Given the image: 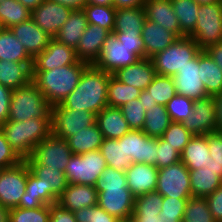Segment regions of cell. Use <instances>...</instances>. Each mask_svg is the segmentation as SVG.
<instances>
[{"mask_svg":"<svg viewBox=\"0 0 222 222\" xmlns=\"http://www.w3.org/2000/svg\"><path fill=\"white\" fill-rule=\"evenodd\" d=\"M111 75L89 64L82 73L78 85L59 105L65 109H83L97 115L108 106L107 87Z\"/></svg>","mask_w":222,"mask_h":222,"instance_id":"obj_1","label":"cell"},{"mask_svg":"<svg viewBox=\"0 0 222 222\" xmlns=\"http://www.w3.org/2000/svg\"><path fill=\"white\" fill-rule=\"evenodd\" d=\"M88 62L78 60L75 64L53 68L48 71H33V83L42 92L47 102L57 105L78 85Z\"/></svg>","mask_w":222,"mask_h":222,"instance_id":"obj_2","label":"cell"},{"mask_svg":"<svg viewBox=\"0 0 222 222\" xmlns=\"http://www.w3.org/2000/svg\"><path fill=\"white\" fill-rule=\"evenodd\" d=\"M1 128L10 146L25 160L39 143L52 134V118L6 121Z\"/></svg>","mask_w":222,"mask_h":222,"instance_id":"obj_3","label":"cell"},{"mask_svg":"<svg viewBox=\"0 0 222 222\" xmlns=\"http://www.w3.org/2000/svg\"><path fill=\"white\" fill-rule=\"evenodd\" d=\"M29 118H52V106L33 82L12 90L8 121Z\"/></svg>","mask_w":222,"mask_h":222,"instance_id":"obj_4","label":"cell"},{"mask_svg":"<svg viewBox=\"0 0 222 222\" xmlns=\"http://www.w3.org/2000/svg\"><path fill=\"white\" fill-rule=\"evenodd\" d=\"M201 49L192 37L177 38L171 45L150 59L158 75L174 76L193 59Z\"/></svg>","mask_w":222,"mask_h":222,"instance_id":"obj_5","label":"cell"},{"mask_svg":"<svg viewBox=\"0 0 222 222\" xmlns=\"http://www.w3.org/2000/svg\"><path fill=\"white\" fill-rule=\"evenodd\" d=\"M107 168L99 149L83 154H73L64 171L68 184L95 186L97 179Z\"/></svg>","mask_w":222,"mask_h":222,"instance_id":"obj_6","label":"cell"},{"mask_svg":"<svg viewBox=\"0 0 222 222\" xmlns=\"http://www.w3.org/2000/svg\"><path fill=\"white\" fill-rule=\"evenodd\" d=\"M205 50L222 41V1L213 4H199L195 30L189 35Z\"/></svg>","mask_w":222,"mask_h":222,"instance_id":"obj_7","label":"cell"},{"mask_svg":"<svg viewBox=\"0 0 222 222\" xmlns=\"http://www.w3.org/2000/svg\"><path fill=\"white\" fill-rule=\"evenodd\" d=\"M72 155L67 141L51 134L34 148L25 161L28 165L48 166L64 172Z\"/></svg>","mask_w":222,"mask_h":222,"instance_id":"obj_8","label":"cell"},{"mask_svg":"<svg viewBox=\"0 0 222 222\" xmlns=\"http://www.w3.org/2000/svg\"><path fill=\"white\" fill-rule=\"evenodd\" d=\"M156 192L178 199L192 197L189 169L182 161L158 169Z\"/></svg>","mask_w":222,"mask_h":222,"instance_id":"obj_9","label":"cell"},{"mask_svg":"<svg viewBox=\"0 0 222 222\" xmlns=\"http://www.w3.org/2000/svg\"><path fill=\"white\" fill-rule=\"evenodd\" d=\"M95 122L96 115L92 112L65 109L59 104L52 106V134L58 138L66 140Z\"/></svg>","mask_w":222,"mask_h":222,"instance_id":"obj_10","label":"cell"},{"mask_svg":"<svg viewBox=\"0 0 222 222\" xmlns=\"http://www.w3.org/2000/svg\"><path fill=\"white\" fill-rule=\"evenodd\" d=\"M27 184V163L0 171V204L8 209L18 207Z\"/></svg>","mask_w":222,"mask_h":222,"instance_id":"obj_11","label":"cell"},{"mask_svg":"<svg viewBox=\"0 0 222 222\" xmlns=\"http://www.w3.org/2000/svg\"><path fill=\"white\" fill-rule=\"evenodd\" d=\"M139 58L122 42H119L114 33H110L103 44L98 59L93 63L97 68L113 74L118 69L134 64Z\"/></svg>","mask_w":222,"mask_h":222,"instance_id":"obj_12","label":"cell"},{"mask_svg":"<svg viewBox=\"0 0 222 222\" xmlns=\"http://www.w3.org/2000/svg\"><path fill=\"white\" fill-rule=\"evenodd\" d=\"M118 140L123 142L124 154L130 156L133 163L156 164L158 138L142 130H130Z\"/></svg>","mask_w":222,"mask_h":222,"instance_id":"obj_13","label":"cell"},{"mask_svg":"<svg viewBox=\"0 0 222 222\" xmlns=\"http://www.w3.org/2000/svg\"><path fill=\"white\" fill-rule=\"evenodd\" d=\"M72 11V8L53 0H44L32 11L31 18L44 32L54 38Z\"/></svg>","mask_w":222,"mask_h":222,"instance_id":"obj_14","label":"cell"},{"mask_svg":"<svg viewBox=\"0 0 222 222\" xmlns=\"http://www.w3.org/2000/svg\"><path fill=\"white\" fill-rule=\"evenodd\" d=\"M135 196L129 188L107 189L98 193L97 205L120 221L131 220Z\"/></svg>","mask_w":222,"mask_h":222,"instance_id":"obj_15","label":"cell"},{"mask_svg":"<svg viewBox=\"0 0 222 222\" xmlns=\"http://www.w3.org/2000/svg\"><path fill=\"white\" fill-rule=\"evenodd\" d=\"M79 59L75 49L51 38L48 46L33 59V71H48L75 64Z\"/></svg>","mask_w":222,"mask_h":222,"instance_id":"obj_16","label":"cell"},{"mask_svg":"<svg viewBox=\"0 0 222 222\" xmlns=\"http://www.w3.org/2000/svg\"><path fill=\"white\" fill-rule=\"evenodd\" d=\"M173 79L178 95H183L193 100L208 97L203 82L200 79L199 53L188 61V64L182 69H178Z\"/></svg>","mask_w":222,"mask_h":222,"instance_id":"obj_17","label":"cell"},{"mask_svg":"<svg viewBox=\"0 0 222 222\" xmlns=\"http://www.w3.org/2000/svg\"><path fill=\"white\" fill-rule=\"evenodd\" d=\"M215 99L208 96L194 100L191 115L182 123L193 135H206L216 131Z\"/></svg>","mask_w":222,"mask_h":222,"instance_id":"obj_18","label":"cell"},{"mask_svg":"<svg viewBox=\"0 0 222 222\" xmlns=\"http://www.w3.org/2000/svg\"><path fill=\"white\" fill-rule=\"evenodd\" d=\"M9 29L21 41L25 50L33 59L48 46L52 38L32 18Z\"/></svg>","mask_w":222,"mask_h":222,"instance_id":"obj_19","label":"cell"},{"mask_svg":"<svg viewBox=\"0 0 222 222\" xmlns=\"http://www.w3.org/2000/svg\"><path fill=\"white\" fill-rule=\"evenodd\" d=\"M125 174L128 188L135 197L156 190L158 168L155 165L132 163Z\"/></svg>","mask_w":222,"mask_h":222,"instance_id":"obj_20","label":"cell"},{"mask_svg":"<svg viewBox=\"0 0 222 222\" xmlns=\"http://www.w3.org/2000/svg\"><path fill=\"white\" fill-rule=\"evenodd\" d=\"M120 82L137 89L146 90L157 75L150 58L139 59L136 63L118 69L112 74Z\"/></svg>","mask_w":222,"mask_h":222,"instance_id":"obj_21","label":"cell"},{"mask_svg":"<svg viewBox=\"0 0 222 222\" xmlns=\"http://www.w3.org/2000/svg\"><path fill=\"white\" fill-rule=\"evenodd\" d=\"M110 32L98 25H87L75 49L79 60L93 64L99 57L103 44Z\"/></svg>","mask_w":222,"mask_h":222,"instance_id":"obj_22","label":"cell"},{"mask_svg":"<svg viewBox=\"0 0 222 222\" xmlns=\"http://www.w3.org/2000/svg\"><path fill=\"white\" fill-rule=\"evenodd\" d=\"M146 19L173 32L178 38L185 37L181 32L178 18L173 10L171 0H145Z\"/></svg>","mask_w":222,"mask_h":222,"instance_id":"obj_23","label":"cell"},{"mask_svg":"<svg viewBox=\"0 0 222 222\" xmlns=\"http://www.w3.org/2000/svg\"><path fill=\"white\" fill-rule=\"evenodd\" d=\"M33 62L0 60V84L11 90L33 82Z\"/></svg>","mask_w":222,"mask_h":222,"instance_id":"obj_24","label":"cell"},{"mask_svg":"<svg viewBox=\"0 0 222 222\" xmlns=\"http://www.w3.org/2000/svg\"><path fill=\"white\" fill-rule=\"evenodd\" d=\"M141 37L145 45V58L153 57L178 38L173 32L147 19L141 30Z\"/></svg>","mask_w":222,"mask_h":222,"instance_id":"obj_25","label":"cell"},{"mask_svg":"<svg viewBox=\"0 0 222 222\" xmlns=\"http://www.w3.org/2000/svg\"><path fill=\"white\" fill-rule=\"evenodd\" d=\"M97 199L98 193L94 186L68 184L57 203L63 208L75 212L81 208L96 205Z\"/></svg>","mask_w":222,"mask_h":222,"instance_id":"obj_26","label":"cell"},{"mask_svg":"<svg viewBox=\"0 0 222 222\" xmlns=\"http://www.w3.org/2000/svg\"><path fill=\"white\" fill-rule=\"evenodd\" d=\"M103 138L119 139L131 129L125 120L122 111L117 107H104L97 115L96 122Z\"/></svg>","mask_w":222,"mask_h":222,"instance_id":"obj_27","label":"cell"},{"mask_svg":"<svg viewBox=\"0 0 222 222\" xmlns=\"http://www.w3.org/2000/svg\"><path fill=\"white\" fill-rule=\"evenodd\" d=\"M210 159L207 135H193L181 152V161L189 170L207 167Z\"/></svg>","mask_w":222,"mask_h":222,"instance_id":"obj_28","label":"cell"},{"mask_svg":"<svg viewBox=\"0 0 222 222\" xmlns=\"http://www.w3.org/2000/svg\"><path fill=\"white\" fill-rule=\"evenodd\" d=\"M87 25L88 21L83 9L73 10L54 38L66 46L76 49Z\"/></svg>","mask_w":222,"mask_h":222,"instance_id":"obj_29","label":"cell"},{"mask_svg":"<svg viewBox=\"0 0 222 222\" xmlns=\"http://www.w3.org/2000/svg\"><path fill=\"white\" fill-rule=\"evenodd\" d=\"M25 193L22 195L19 208L34 209L44 205L56 203V201L44 190L41 179L37 178L27 164V184Z\"/></svg>","mask_w":222,"mask_h":222,"instance_id":"obj_30","label":"cell"},{"mask_svg":"<svg viewBox=\"0 0 222 222\" xmlns=\"http://www.w3.org/2000/svg\"><path fill=\"white\" fill-rule=\"evenodd\" d=\"M192 197L206 198L222 185V178L217 172L204 167L189 170Z\"/></svg>","mask_w":222,"mask_h":222,"instance_id":"obj_31","label":"cell"},{"mask_svg":"<svg viewBox=\"0 0 222 222\" xmlns=\"http://www.w3.org/2000/svg\"><path fill=\"white\" fill-rule=\"evenodd\" d=\"M30 171L39 179L49 195L57 202L68 185L66 175L59 169L42 165H28Z\"/></svg>","mask_w":222,"mask_h":222,"instance_id":"obj_32","label":"cell"},{"mask_svg":"<svg viewBox=\"0 0 222 222\" xmlns=\"http://www.w3.org/2000/svg\"><path fill=\"white\" fill-rule=\"evenodd\" d=\"M103 134L97 124L88 126L66 139L73 154H83L100 149L103 142Z\"/></svg>","mask_w":222,"mask_h":222,"instance_id":"obj_33","label":"cell"},{"mask_svg":"<svg viewBox=\"0 0 222 222\" xmlns=\"http://www.w3.org/2000/svg\"><path fill=\"white\" fill-rule=\"evenodd\" d=\"M200 79L208 96H215L222 92V70L204 51L199 52Z\"/></svg>","mask_w":222,"mask_h":222,"instance_id":"obj_34","label":"cell"},{"mask_svg":"<svg viewBox=\"0 0 222 222\" xmlns=\"http://www.w3.org/2000/svg\"><path fill=\"white\" fill-rule=\"evenodd\" d=\"M145 20L144 7L116 9L113 32L141 33Z\"/></svg>","mask_w":222,"mask_h":222,"instance_id":"obj_35","label":"cell"},{"mask_svg":"<svg viewBox=\"0 0 222 222\" xmlns=\"http://www.w3.org/2000/svg\"><path fill=\"white\" fill-rule=\"evenodd\" d=\"M5 59L12 62H33V58L12 31L2 28L0 31V60Z\"/></svg>","mask_w":222,"mask_h":222,"instance_id":"obj_36","label":"cell"},{"mask_svg":"<svg viewBox=\"0 0 222 222\" xmlns=\"http://www.w3.org/2000/svg\"><path fill=\"white\" fill-rule=\"evenodd\" d=\"M99 150L105 158L107 166L118 171L125 172L133 163L132 158L124 154L123 142L118 139L104 138Z\"/></svg>","mask_w":222,"mask_h":222,"instance_id":"obj_37","label":"cell"},{"mask_svg":"<svg viewBox=\"0 0 222 222\" xmlns=\"http://www.w3.org/2000/svg\"><path fill=\"white\" fill-rule=\"evenodd\" d=\"M171 123L166 107L156 104L146 111L142 131L150 137L160 138Z\"/></svg>","mask_w":222,"mask_h":222,"instance_id":"obj_38","label":"cell"},{"mask_svg":"<svg viewBox=\"0 0 222 222\" xmlns=\"http://www.w3.org/2000/svg\"><path fill=\"white\" fill-rule=\"evenodd\" d=\"M171 4L178 18L181 32L189 36L195 30L199 4L195 0H171Z\"/></svg>","mask_w":222,"mask_h":222,"instance_id":"obj_39","label":"cell"},{"mask_svg":"<svg viewBox=\"0 0 222 222\" xmlns=\"http://www.w3.org/2000/svg\"><path fill=\"white\" fill-rule=\"evenodd\" d=\"M140 93V89L124 84L111 75L107 87L108 106L120 108L131 100L138 99Z\"/></svg>","mask_w":222,"mask_h":222,"instance_id":"obj_40","label":"cell"},{"mask_svg":"<svg viewBox=\"0 0 222 222\" xmlns=\"http://www.w3.org/2000/svg\"><path fill=\"white\" fill-rule=\"evenodd\" d=\"M32 12L18 0H4L0 2V25L9 29L31 18Z\"/></svg>","mask_w":222,"mask_h":222,"instance_id":"obj_41","label":"cell"},{"mask_svg":"<svg viewBox=\"0 0 222 222\" xmlns=\"http://www.w3.org/2000/svg\"><path fill=\"white\" fill-rule=\"evenodd\" d=\"M146 90L149 92L152 102L163 106H166L170 99L177 94L173 77L158 74L147 86Z\"/></svg>","mask_w":222,"mask_h":222,"instance_id":"obj_42","label":"cell"},{"mask_svg":"<svg viewBox=\"0 0 222 222\" xmlns=\"http://www.w3.org/2000/svg\"><path fill=\"white\" fill-rule=\"evenodd\" d=\"M82 9L89 24L98 25L113 33L116 15V8L114 6L85 4Z\"/></svg>","mask_w":222,"mask_h":222,"instance_id":"obj_43","label":"cell"},{"mask_svg":"<svg viewBox=\"0 0 222 222\" xmlns=\"http://www.w3.org/2000/svg\"><path fill=\"white\" fill-rule=\"evenodd\" d=\"M182 222H216L209 210L206 198L190 197L185 205Z\"/></svg>","mask_w":222,"mask_h":222,"instance_id":"obj_44","label":"cell"},{"mask_svg":"<svg viewBox=\"0 0 222 222\" xmlns=\"http://www.w3.org/2000/svg\"><path fill=\"white\" fill-rule=\"evenodd\" d=\"M50 205H44L34 209L13 208L10 209L9 222H49Z\"/></svg>","mask_w":222,"mask_h":222,"instance_id":"obj_45","label":"cell"},{"mask_svg":"<svg viewBox=\"0 0 222 222\" xmlns=\"http://www.w3.org/2000/svg\"><path fill=\"white\" fill-rule=\"evenodd\" d=\"M193 104V99L176 94L170 99L165 107L172 122L182 123L191 115Z\"/></svg>","mask_w":222,"mask_h":222,"instance_id":"obj_46","label":"cell"},{"mask_svg":"<svg viewBox=\"0 0 222 222\" xmlns=\"http://www.w3.org/2000/svg\"><path fill=\"white\" fill-rule=\"evenodd\" d=\"M192 137L193 134L183 125V123L179 122H172L162 136V138L180 154Z\"/></svg>","mask_w":222,"mask_h":222,"instance_id":"obj_47","label":"cell"},{"mask_svg":"<svg viewBox=\"0 0 222 222\" xmlns=\"http://www.w3.org/2000/svg\"><path fill=\"white\" fill-rule=\"evenodd\" d=\"M97 193L107 189L128 188L125 172L107 166L95 184Z\"/></svg>","mask_w":222,"mask_h":222,"instance_id":"obj_48","label":"cell"},{"mask_svg":"<svg viewBox=\"0 0 222 222\" xmlns=\"http://www.w3.org/2000/svg\"><path fill=\"white\" fill-rule=\"evenodd\" d=\"M120 110L131 130H142L145 122L146 110L140 103L139 98L133 99L122 105Z\"/></svg>","mask_w":222,"mask_h":222,"instance_id":"obj_49","label":"cell"},{"mask_svg":"<svg viewBox=\"0 0 222 222\" xmlns=\"http://www.w3.org/2000/svg\"><path fill=\"white\" fill-rule=\"evenodd\" d=\"M163 196L156 192H148L135 197L132 214H159L162 208Z\"/></svg>","mask_w":222,"mask_h":222,"instance_id":"obj_50","label":"cell"},{"mask_svg":"<svg viewBox=\"0 0 222 222\" xmlns=\"http://www.w3.org/2000/svg\"><path fill=\"white\" fill-rule=\"evenodd\" d=\"M206 135L209 153L212 157L207 168L217 172V175L222 178V132L215 131Z\"/></svg>","mask_w":222,"mask_h":222,"instance_id":"obj_51","label":"cell"},{"mask_svg":"<svg viewBox=\"0 0 222 222\" xmlns=\"http://www.w3.org/2000/svg\"><path fill=\"white\" fill-rule=\"evenodd\" d=\"M74 213L76 222H120L97 204L91 207L81 208Z\"/></svg>","mask_w":222,"mask_h":222,"instance_id":"obj_52","label":"cell"},{"mask_svg":"<svg viewBox=\"0 0 222 222\" xmlns=\"http://www.w3.org/2000/svg\"><path fill=\"white\" fill-rule=\"evenodd\" d=\"M181 161V154L162 137L158 138V149L155 166L159 169Z\"/></svg>","mask_w":222,"mask_h":222,"instance_id":"obj_53","label":"cell"},{"mask_svg":"<svg viewBox=\"0 0 222 222\" xmlns=\"http://www.w3.org/2000/svg\"><path fill=\"white\" fill-rule=\"evenodd\" d=\"M24 161L6 140L5 134L0 126V167L2 169L17 166Z\"/></svg>","mask_w":222,"mask_h":222,"instance_id":"obj_54","label":"cell"},{"mask_svg":"<svg viewBox=\"0 0 222 222\" xmlns=\"http://www.w3.org/2000/svg\"><path fill=\"white\" fill-rule=\"evenodd\" d=\"M119 42H122L130 49H134V54L139 58H145L144 41L141 37V33H122L113 32Z\"/></svg>","mask_w":222,"mask_h":222,"instance_id":"obj_55","label":"cell"},{"mask_svg":"<svg viewBox=\"0 0 222 222\" xmlns=\"http://www.w3.org/2000/svg\"><path fill=\"white\" fill-rule=\"evenodd\" d=\"M187 200L163 196L160 216L183 218Z\"/></svg>","mask_w":222,"mask_h":222,"instance_id":"obj_56","label":"cell"},{"mask_svg":"<svg viewBox=\"0 0 222 222\" xmlns=\"http://www.w3.org/2000/svg\"><path fill=\"white\" fill-rule=\"evenodd\" d=\"M209 210L216 222H222V185L206 197Z\"/></svg>","mask_w":222,"mask_h":222,"instance_id":"obj_57","label":"cell"},{"mask_svg":"<svg viewBox=\"0 0 222 222\" xmlns=\"http://www.w3.org/2000/svg\"><path fill=\"white\" fill-rule=\"evenodd\" d=\"M49 222H76L74 213L63 208L59 203L50 204Z\"/></svg>","mask_w":222,"mask_h":222,"instance_id":"obj_58","label":"cell"},{"mask_svg":"<svg viewBox=\"0 0 222 222\" xmlns=\"http://www.w3.org/2000/svg\"><path fill=\"white\" fill-rule=\"evenodd\" d=\"M12 90L0 84V126L8 121Z\"/></svg>","mask_w":222,"mask_h":222,"instance_id":"obj_59","label":"cell"},{"mask_svg":"<svg viewBox=\"0 0 222 222\" xmlns=\"http://www.w3.org/2000/svg\"><path fill=\"white\" fill-rule=\"evenodd\" d=\"M222 70V41L212 44L204 50Z\"/></svg>","mask_w":222,"mask_h":222,"instance_id":"obj_60","label":"cell"},{"mask_svg":"<svg viewBox=\"0 0 222 222\" xmlns=\"http://www.w3.org/2000/svg\"><path fill=\"white\" fill-rule=\"evenodd\" d=\"M215 99V116L216 131L222 132V92L214 96Z\"/></svg>","mask_w":222,"mask_h":222,"instance_id":"obj_61","label":"cell"},{"mask_svg":"<svg viewBox=\"0 0 222 222\" xmlns=\"http://www.w3.org/2000/svg\"><path fill=\"white\" fill-rule=\"evenodd\" d=\"M145 0H113V6L116 9L143 7Z\"/></svg>","mask_w":222,"mask_h":222,"instance_id":"obj_62","label":"cell"},{"mask_svg":"<svg viewBox=\"0 0 222 222\" xmlns=\"http://www.w3.org/2000/svg\"><path fill=\"white\" fill-rule=\"evenodd\" d=\"M133 222H159V214H132Z\"/></svg>","mask_w":222,"mask_h":222,"instance_id":"obj_63","label":"cell"},{"mask_svg":"<svg viewBox=\"0 0 222 222\" xmlns=\"http://www.w3.org/2000/svg\"><path fill=\"white\" fill-rule=\"evenodd\" d=\"M57 3L63 4L73 10L82 9L85 5V0H53Z\"/></svg>","mask_w":222,"mask_h":222,"instance_id":"obj_64","label":"cell"},{"mask_svg":"<svg viewBox=\"0 0 222 222\" xmlns=\"http://www.w3.org/2000/svg\"><path fill=\"white\" fill-rule=\"evenodd\" d=\"M140 103L144 106V109L147 111L152 106L156 105V102H152L149 97V92L147 90H142L139 96Z\"/></svg>","mask_w":222,"mask_h":222,"instance_id":"obj_65","label":"cell"},{"mask_svg":"<svg viewBox=\"0 0 222 222\" xmlns=\"http://www.w3.org/2000/svg\"><path fill=\"white\" fill-rule=\"evenodd\" d=\"M31 12L36 9L44 0H18Z\"/></svg>","mask_w":222,"mask_h":222,"instance_id":"obj_66","label":"cell"},{"mask_svg":"<svg viewBox=\"0 0 222 222\" xmlns=\"http://www.w3.org/2000/svg\"><path fill=\"white\" fill-rule=\"evenodd\" d=\"M85 4L98 6H113V0H85Z\"/></svg>","mask_w":222,"mask_h":222,"instance_id":"obj_67","label":"cell"},{"mask_svg":"<svg viewBox=\"0 0 222 222\" xmlns=\"http://www.w3.org/2000/svg\"><path fill=\"white\" fill-rule=\"evenodd\" d=\"M10 209L0 204V222H9Z\"/></svg>","mask_w":222,"mask_h":222,"instance_id":"obj_68","label":"cell"},{"mask_svg":"<svg viewBox=\"0 0 222 222\" xmlns=\"http://www.w3.org/2000/svg\"><path fill=\"white\" fill-rule=\"evenodd\" d=\"M182 221H183V218L160 216V213H159V222H182Z\"/></svg>","mask_w":222,"mask_h":222,"instance_id":"obj_69","label":"cell"},{"mask_svg":"<svg viewBox=\"0 0 222 222\" xmlns=\"http://www.w3.org/2000/svg\"><path fill=\"white\" fill-rule=\"evenodd\" d=\"M198 4H213L222 0H195Z\"/></svg>","mask_w":222,"mask_h":222,"instance_id":"obj_70","label":"cell"},{"mask_svg":"<svg viewBox=\"0 0 222 222\" xmlns=\"http://www.w3.org/2000/svg\"><path fill=\"white\" fill-rule=\"evenodd\" d=\"M120 222H133L132 220H124V221H120Z\"/></svg>","mask_w":222,"mask_h":222,"instance_id":"obj_71","label":"cell"}]
</instances>
